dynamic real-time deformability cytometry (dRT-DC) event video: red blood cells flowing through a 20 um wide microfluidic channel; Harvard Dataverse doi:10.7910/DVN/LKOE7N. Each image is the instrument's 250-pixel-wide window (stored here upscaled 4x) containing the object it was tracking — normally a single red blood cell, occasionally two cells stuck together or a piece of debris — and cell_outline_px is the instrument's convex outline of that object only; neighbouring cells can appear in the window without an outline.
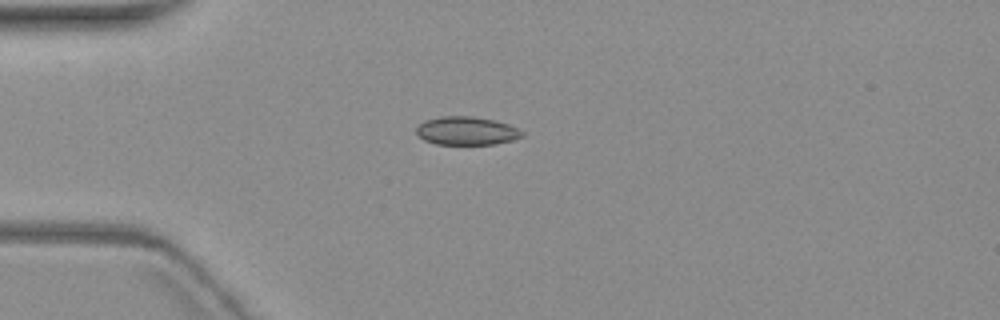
{"species": "common noctule bat (a hibernating species)", "species_latin": "Nyctalus noctula", "temperature_condition": "warm", "stored_images_in_passage": 3, "camera_frame_rate_fps": 3000, "um_per_image_px": 0.085, "animal": {"sex": "female", "body_mass_g": 19.3, "forearm_length_mm": 54.1}, "frame": {"image": 1, "passage_image": 3, "time_ms": 2.667, "image_size_px": [1000, 320], "cell_outline_px": [[524, 136], [512, 140], [496, 144], [436, 144], [424, 140], [416, 132], [416, 128], [424, 120], [440, 116], [472, 116], [496, 120], [508, 124], [524, 132]], "centroid_in_image_um": [39.67, 11.11], "position_along_channel_um": 45.3, "area_um2": 17.51}}